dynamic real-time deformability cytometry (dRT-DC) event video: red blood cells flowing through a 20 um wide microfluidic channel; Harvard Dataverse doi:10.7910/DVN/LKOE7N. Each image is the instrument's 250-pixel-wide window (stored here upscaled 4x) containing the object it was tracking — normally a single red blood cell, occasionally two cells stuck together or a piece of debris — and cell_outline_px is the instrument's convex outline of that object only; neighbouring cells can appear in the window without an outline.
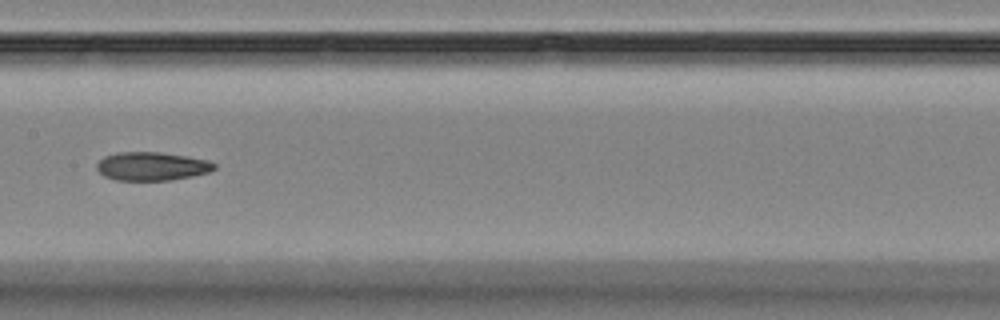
{"species": "Egyptian fruit bat (a non-hibernating species)", "species_latin": "Rousettus aegyptiacus", "temperature_condition": "room temperature", "stored_images_in_passage": 11, "camera_frame_rate_fps": 3000, "um_per_image_px": 0.085, "animal": {"sex": "female"}, "frame": {"image": 1, "passage_image": 8, "time_ms": 9.0, "image_size_px": [1000, 320], "cell_outline_px": [[216, 168], [208, 172], [192, 176], [172, 180], [116, 180], [104, 176], [96, 168], [96, 164], [104, 156], [120, 152], [160, 152], [208, 160], [216, 164]], "centroid_in_image_um": [12.9, 14.13], "position_along_channel_um": 194.5, "area_um2": 19.42}}
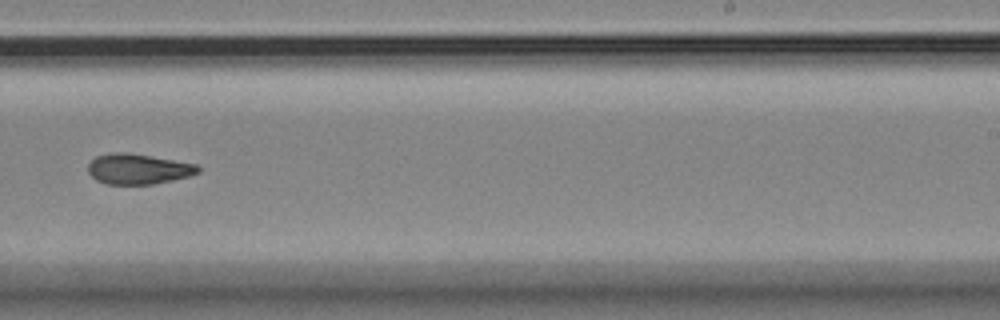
{"frame": {"image": 2, "passage_image": 10, "time_ms": 11.333, "image_size_px": [1000, 320], "cell_outline_px": [[200, 172], [192, 176], [152, 184], [108, 184], [96, 180], [88, 172], [88, 164], [96, 156], [112, 152], [128, 152], [196, 164], [200, 168]], "centroid_in_image_um": [11.75, 14.36], "position_along_channel_um": 277.3, "area_um2": 19.48}}
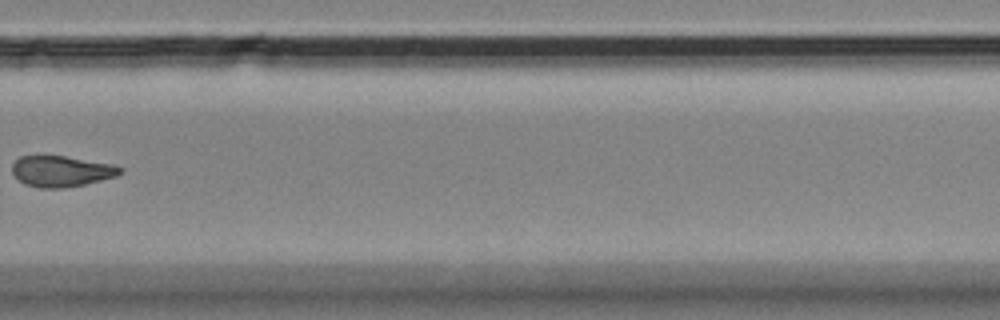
{"frame": {"image": 3, "passage_image": 11, "time_ms": 12.667, "image_size_px": [1000, 320], "cell_outline_px": [[124, 172], [116, 176], [84, 184], [64, 188], [40, 188], [24, 184], [12, 172], [12, 164], [20, 156], [64, 156], [112, 164], [124, 168]], "centroid_in_image_um": [5.23, 14.56], "position_along_channel_um": 324.6, "area_um2": 19.36}}